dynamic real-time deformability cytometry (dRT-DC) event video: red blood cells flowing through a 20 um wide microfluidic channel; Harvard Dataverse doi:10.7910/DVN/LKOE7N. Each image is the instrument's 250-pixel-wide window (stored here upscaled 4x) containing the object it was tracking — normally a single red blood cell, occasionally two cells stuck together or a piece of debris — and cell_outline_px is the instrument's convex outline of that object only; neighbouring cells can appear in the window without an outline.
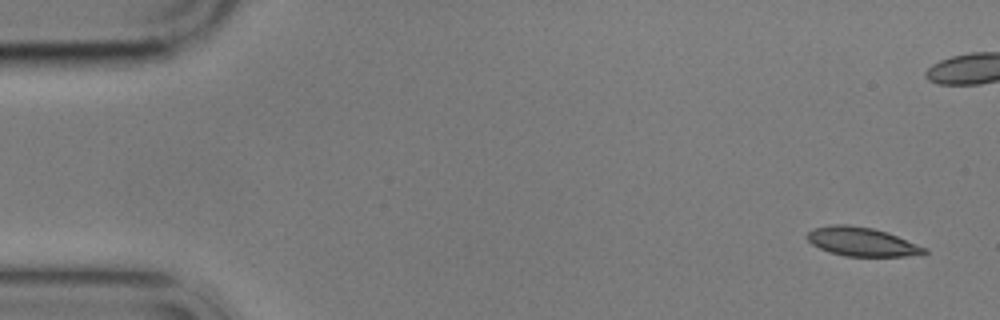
{"species": "common noctule bat (a hibernating species)", "species_latin": "Nyctalus noctula", "temperature_condition": "cold", "stored_images_in_passage": 5, "camera_frame_rate_fps": 3000, "um_per_image_px": 0.085, "animal": {"sex": "male", "body_mass_g": 17.9}, "frame": {"image": 1, "passage_image": 1, "time_ms": 0.0, "image_size_px": [1000, 320], "cell_outline_px": [[928, 252], [904, 256], [844, 256], [828, 252], [812, 244], [804, 236], [812, 228], [832, 224], [848, 224], [872, 228], [888, 232], [928, 248]], "centroid_in_image_um": [73.22, 20.53], "position_along_channel_um": 11.8, "area_um2": 19.83}}